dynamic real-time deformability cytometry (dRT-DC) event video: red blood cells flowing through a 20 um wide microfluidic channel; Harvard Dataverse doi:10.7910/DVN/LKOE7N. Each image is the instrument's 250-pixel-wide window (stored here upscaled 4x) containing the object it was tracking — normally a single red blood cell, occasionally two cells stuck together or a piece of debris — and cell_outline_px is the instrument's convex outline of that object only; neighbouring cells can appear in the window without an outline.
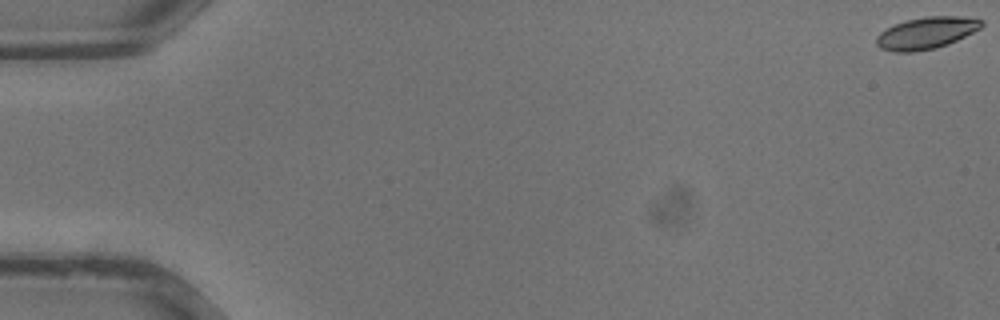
{"species": "common noctule bat (a hibernating species)", "species_latin": "Nyctalus noctula", "temperature_condition": "warm", "stored_images_in_passage": 12, "camera_frame_rate_fps": 3000, "um_per_image_px": 0.085, "animal": {"sex": "male", "body_mass_g": 13.3}, "frame": {"image": 1, "passage_image": 1, "time_ms": 0.0, "image_size_px": [1000, 320], "cell_outline_px": [[984, 24], [980, 28], [948, 44], [936, 48], [916, 52], [892, 52], [880, 48], [876, 44], [876, 36], [880, 32], [896, 24], [908, 20], [924, 16], [960, 16], [984, 20]], "centroid_in_image_um": [78.72, 2.81], "position_along_channel_um": 6.3, "area_um2": 19.48}}
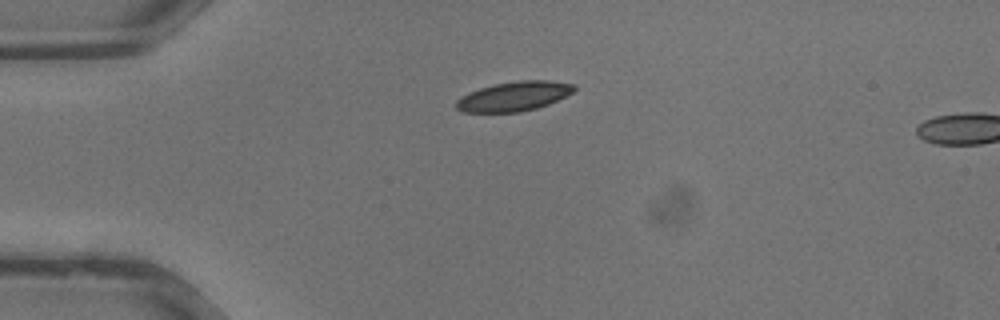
{"frame": {"image": 2, "passage_image": 10, "time_ms": 3.0, "image_size_px": [1000, 320], "cell_outline_px": [[576, 88], [572, 92], [548, 104], [536, 108], [520, 112], [464, 112], [456, 108], [456, 100], [460, 96], [468, 92], [480, 88], [496, 84], [520, 80], [548, 80], [572, 84]], "centroid_in_image_um": [43.64, 8.19], "position_along_channel_um": 41.4, "area_um2": 20.06}}